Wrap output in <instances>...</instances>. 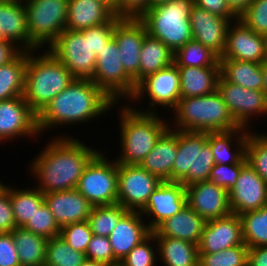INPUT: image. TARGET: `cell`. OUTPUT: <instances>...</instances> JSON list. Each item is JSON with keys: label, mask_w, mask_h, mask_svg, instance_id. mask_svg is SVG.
Segmentation results:
<instances>
[{"label": "cell", "mask_w": 267, "mask_h": 266, "mask_svg": "<svg viewBox=\"0 0 267 266\" xmlns=\"http://www.w3.org/2000/svg\"><path fill=\"white\" fill-rule=\"evenodd\" d=\"M250 131L245 147L247 163L267 182V133Z\"/></svg>", "instance_id": "cell-41"}, {"label": "cell", "mask_w": 267, "mask_h": 266, "mask_svg": "<svg viewBox=\"0 0 267 266\" xmlns=\"http://www.w3.org/2000/svg\"><path fill=\"white\" fill-rule=\"evenodd\" d=\"M45 203L59 227L87 221L93 205L75 188L44 194Z\"/></svg>", "instance_id": "cell-24"}, {"label": "cell", "mask_w": 267, "mask_h": 266, "mask_svg": "<svg viewBox=\"0 0 267 266\" xmlns=\"http://www.w3.org/2000/svg\"><path fill=\"white\" fill-rule=\"evenodd\" d=\"M253 0H227L231 12L239 18L250 6Z\"/></svg>", "instance_id": "cell-56"}, {"label": "cell", "mask_w": 267, "mask_h": 266, "mask_svg": "<svg viewBox=\"0 0 267 266\" xmlns=\"http://www.w3.org/2000/svg\"><path fill=\"white\" fill-rule=\"evenodd\" d=\"M16 228L8 186L0 190V234L11 233Z\"/></svg>", "instance_id": "cell-51"}, {"label": "cell", "mask_w": 267, "mask_h": 266, "mask_svg": "<svg viewBox=\"0 0 267 266\" xmlns=\"http://www.w3.org/2000/svg\"><path fill=\"white\" fill-rule=\"evenodd\" d=\"M194 0H172L150 8L139 20L147 33L173 52L192 40L190 16Z\"/></svg>", "instance_id": "cell-6"}, {"label": "cell", "mask_w": 267, "mask_h": 266, "mask_svg": "<svg viewBox=\"0 0 267 266\" xmlns=\"http://www.w3.org/2000/svg\"><path fill=\"white\" fill-rule=\"evenodd\" d=\"M247 266H267V246L248 248Z\"/></svg>", "instance_id": "cell-55"}, {"label": "cell", "mask_w": 267, "mask_h": 266, "mask_svg": "<svg viewBox=\"0 0 267 266\" xmlns=\"http://www.w3.org/2000/svg\"><path fill=\"white\" fill-rule=\"evenodd\" d=\"M11 234L21 266H44L48 239L23 227H16Z\"/></svg>", "instance_id": "cell-34"}, {"label": "cell", "mask_w": 267, "mask_h": 266, "mask_svg": "<svg viewBox=\"0 0 267 266\" xmlns=\"http://www.w3.org/2000/svg\"><path fill=\"white\" fill-rule=\"evenodd\" d=\"M149 9V0H118L114 14L121 19H140Z\"/></svg>", "instance_id": "cell-50"}, {"label": "cell", "mask_w": 267, "mask_h": 266, "mask_svg": "<svg viewBox=\"0 0 267 266\" xmlns=\"http://www.w3.org/2000/svg\"><path fill=\"white\" fill-rule=\"evenodd\" d=\"M214 165L208 132L178 130V152L172 167V182H180L186 187L208 181Z\"/></svg>", "instance_id": "cell-7"}, {"label": "cell", "mask_w": 267, "mask_h": 266, "mask_svg": "<svg viewBox=\"0 0 267 266\" xmlns=\"http://www.w3.org/2000/svg\"><path fill=\"white\" fill-rule=\"evenodd\" d=\"M120 20L121 18L117 17L115 20H108L106 23L91 27L92 51H95L97 57L105 44L112 39L115 25Z\"/></svg>", "instance_id": "cell-49"}, {"label": "cell", "mask_w": 267, "mask_h": 266, "mask_svg": "<svg viewBox=\"0 0 267 266\" xmlns=\"http://www.w3.org/2000/svg\"><path fill=\"white\" fill-rule=\"evenodd\" d=\"M37 115L23 96L0 101V141L20 137L31 139L38 135Z\"/></svg>", "instance_id": "cell-16"}, {"label": "cell", "mask_w": 267, "mask_h": 266, "mask_svg": "<svg viewBox=\"0 0 267 266\" xmlns=\"http://www.w3.org/2000/svg\"><path fill=\"white\" fill-rule=\"evenodd\" d=\"M6 39L4 38V35L2 33V30L0 29V42L5 41Z\"/></svg>", "instance_id": "cell-62"}, {"label": "cell", "mask_w": 267, "mask_h": 266, "mask_svg": "<svg viewBox=\"0 0 267 266\" xmlns=\"http://www.w3.org/2000/svg\"><path fill=\"white\" fill-rule=\"evenodd\" d=\"M178 152V130L168 128L140 166L161 181L172 182V167Z\"/></svg>", "instance_id": "cell-25"}, {"label": "cell", "mask_w": 267, "mask_h": 266, "mask_svg": "<svg viewBox=\"0 0 267 266\" xmlns=\"http://www.w3.org/2000/svg\"><path fill=\"white\" fill-rule=\"evenodd\" d=\"M162 183L155 175L140 165L118 163L117 203L128 211H141L150 195Z\"/></svg>", "instance_id": "cell-13"}, {"label": "cell", "mask_w": 267, "mask_h": 266, "mask_svg": "<svg viewBox=\"0 0 267 266\" xmlns=\"http://www.w3.org/2000/svg\"><path fill=\"white\" fill-rule=\"evenodd\" d=\"M219 59L262 63L267 60V37L257 34L237 19L228 28L226 46Z\"/></svg>", "instance_id": "cell-15"}, {"label": "cell", "mask_w": 267, "mask_h": 266, "mask_svg": "<svg viewBox=\"0 0 267 266\" xmlns=\"http://www.w3.org/2000/svg\"><path fill=\"white\" fill-rule=\"evenodd\" d=\"M45 49H49L74 78H93L97 56L92 51L91 27L80 31L65 29Z\"/></svg>", "instance_id": "cell-8"}, {"label": "cell", "mask_w": 267, "mask_h": 266, "mask_svg": "<svg viewBox=\"0 0 267 266\" xmlns=\"http://www.w3.org/2000/svg\"><path fill=\"white\" fill-rule=\"evenodd\" d=\"M174 111V112H173ZM175 115L173 128L179 131L217 132L239 129L240 127L220 93L196 97H181L176 107L171 111Z\"/></svg>", "instance_id": "cell-5"}, {"label": "cell", "mask_w": 267, "mask_h": 266, "mask_svg": "<svg viewBox=\"0 0 267 266\" xmlns=\"http://www.w3.org/2000/svg\"><path fill=\"white\" fill-rule=\"evenodd\" d=\"M247 163L215 164L210 171L208 180L216 186L225 188L228 192L236 184L241 169Z\"/></svg>", "instance_id": "cell-48"}, {"label": "cell", "mask_w": 267, "mask_h": 266, "mask_svg": "<svg viewBox=\"0 0 267 266\" xmlns=\"http://www.w3.org/2000/svg\"><path fill=\"white\" fill-rule=\"evenodd\" d=\"M118 104L91 79L75 78L37 115L38 133L40 135L60 125L64 128V125L69 127L71 124L93 121L101 115L105 116Z\"/></svg>", "instance_id": "cell-2"}, {"label": "cell", "mask_w": 267, "mask_h": 266, "mask_svg": "<svg viewBox=\"0 0 267 266\" xmlns=\"http://www.w3.org/2000/svg\"><path fill=\"white\" fill-rule=\"evenodd\" d=\"M174 63V52L161 40L148 33L140 52L139 83L147 76Z\"/></svg>", "instance_id": "cell-33"}, {"label": "cell", "mask_w": 267, "mask_h": 266, "mask_svg": "<svg viewBox=\"0 0 267 266\" xmlns=\"http://www.w3.org/2000/svg\"><path fill=\"white\" fill-rule=\"evenodd\" d=\"M59 236L74 250L86 253L93 233L88 221H83L61 227Z\"/></svg>", "instance_id": "cell-45"}, {"label": "cell", "mask_w": 267, "mask_h": 266, "mask_svg": "<svg viewBox=\"0 0 267 266\" xmlns=\"http://www.w3.org/2000/svg\"><path fill=\"white\" fill-rule=\"evenodd\" d=\"M174 63L177 66L187 67L220 66L219 57L194 39L188 41L174 52Z\"/></svg>", "instance_id": "cell-38"}, {"label": "cell", "mask_w": 267, "mask_h": 266, "mask_svg": "<svg viewBox=\"0 0 267 266\" xmlns=\"http://www.w3.org/2000/svg\"><path fill=\"white\" fill-rule=\"evenodd\" d=\"M24 0H0V3H18Z\"/></svg>", "instance_id": "cell-61"}, {"label": "cell", "mask_w": 267, "mask_h": 266, "mask_svg": "<svg viewBox=\"0 0 267 266\" xmlns=\"http://www.w3.org/2000/svg\"><path fill=\"white\" fill-rule=\"evenodd\" d=\"M248 247L233 246L217 253H199V266H247Z\"/></svg>", "instance_id": "cell-42"}, {"label": "cell", "mask_w": 267, "mask_h": 266, "mask_svg": "<svg viewBox=\"0 0 267 266\" xmlns=\"http://www.w3.org/2000/svg\"><path fill=\"white\" fill-rule=\"evenodd\" d=\"M32 188L21 190L8 186L16 227H23L45 202L44 194L36 186Z\"/></svg>", "instance_id": "cell-36"}, {"label": "cell", "mask_w": 267, "mask_h": 266, "mask_svg": "<svg viewBox=\"0 0 267 266\" xmlns=\"http://www.w3.org/2000/svg\"><path fill=\"white\" fill-rule=\"evenodd\" d=\"M240 218L246 246H267V205L258 210L244 212Z\"/></svg>", "instance_id": "cell-37"}, {"label": "cell", "mask_w": 267, "mask_h": 266, "mask_svg": "<svg viewBox=\"0 0 267 266\" xmlns=\"http://www.w3.org/2000/svg\"><path fill=\"white\" fill-rule=\"evenodd\" d=\"M39 50L28 51L23 93L36 115L75 79L49 49Z\"/></svg>", "instance_id": "cell-3"}, {"label": "cell", "mask_w": 267, "mask_h": 266, "mask_svg": "<svg viewBox=\"0 0 267 266\" xmlns=\"http://www.w3.org/2000/svg\"><path fill=\"white\" fill-rule=\"evenodd\" d=\"M81 266H105L104 264L98 263L96 261L85 259Z\"/></svg>", "instance_id": "cell-60"}, {"label": "cell", "mask_w": 267, "mask_h": 266, "mask_svg": "<svg viewBox=\"0 0 267 266\" xmlns=\"http://www.w3.org/2000/svg\"><path fill=\"white\" fill-rule=\"evenodd\" d=\"M177 67L180 74L181 97L203 96L217 90L220 77V66Z\"/></svg>", "instance_id": "cell-30"}, {"label": "cell", "mask_w": 267, "mask_h": 266, "mask_svg": "<svg viewBox=\"0 0 267 266\" xmlns=\"http://www.w3.org/2000/svg\"><path fill=\"white\" fill-rule=\"evenodd\" d=\"M262 75H263V89L262 91L265 93L267 98V60L262 62Z\"/></svg>", "instance_id": "cell-57"}, {"label": "cell", "mask_w": 267, "mask_h": 266, "mask_svg": "<svg viewBox=\"0 0 267 266\" xmlns=\"http://www.w3.org/2000/svg\"><path fill=\"white\" fill-rule=\"evenodd\" d=\"M206 220L188 205L163 221L152 233L155 237L178 238L199 245Z\"/></svg>", "instance_id": "cell-27"}, {"label": "cell", "mask_w": 267, "mask_h": 266, "mask_svg": "<svg viewBox=\"0 0 267 266\" xmlns=\"http://www.w3.org/2000/svg\"><path fill=\"white\" fill-rule=\"evenodd\" d=\"M23 50L10 40L0 42V67L14 60Z\"/></svg>", "instance_id": "cell-54"}, {"label": "cell", "mask_w": 267, "mask_h": 266, "mask_svg": "<svg viewBox=\"0 0 267 266\" xmlns=\"http://www.w3.org/2000/svg\"><path fill=\"white\" fill-rule=\"evenodd\" d=\"M28 51L0 67V101L23 96Z\"/></svg>", "instance_id": "cell-35"}, {"label": "cell", "mask_w": 267, "mask_h": 266, "mask_svg": "<svg viewBox=\"0 0 267 266\" xmlns=\"http://www.w3.org/2000/svg\"><path fill=\"white\" fill-rule=\"evenodd\" d=\"M156 251H158L157 242L155 235L151 233L145 240L136 245L119 263L122 266H156L158 259Z\"/></svg>", "instance_id": "cell-44"}, {"label": "cell", "mask_w": 267, "mask_h": 266, "mask_svg": "<svg viewBox=\"0 0 267 266\" xmlns=\"http://www.w3.org/2000/svg\"><path fill=\"white\" fill-rule=\"evenodd\" d=\"M164 266H199L198 245L170 237H155Z\"/></svg>", "instance_id": "cell-32"}, {"label": "cell", "mask_w": 267, "mask_h": 266, "mask_svg": "<svg viewBox=\"0 0 267 266\" xmlns=\"http://www.w3.org/2000/svg\"><path fill=\"white\" fill-rule=\"evenodd\" d=\"M147 34L145 25L139 19H121L114 28L113 39L119 49L126 74L139 84L140 52Z\"/></svg>", "instance_id": "cell-18"}, {"label": "cell", "mask_w": 267, "mask_h": 266, "mask_svg": "<svg viewBox=\"0 0 267 266\" xmlns=\"http://www.w3.org/2000/svg\"><path fill=\"white\" fill-rule=\"evenodd\" d=\"M143 95L149 99L148 109L141 110L140 108L137 111L156 113L157 111H155V109H158V106L170 111L171 109L173 110L181 98L180 74L177 65L173 63L144 78L137 85L135 93L130 98V101H139L141 98H145Z\"/></svg>", "instance_id": "cell-12"}, {"label": "cell", "mask_w": 267, "mask_h": 266, "mask_svg": "<svg viewBox=\"0 0 267 266\" xmlns=\"http://www.w3.org/2000/svg\"><path fill=\"white\" fill-rule=\"evenodd\" d=\"M85 253L74 250L62 237L48 239L44 266H81Z\"/></svg>", "instance_id": "cell-40"}, {"label": "cell", "mask_w": 267, "mask_h": 266, "mask_svg": "<svg viewBox=\"0 0 267 266\" xmlns=\"http://www.w3.org/2000/svg\"><path fill=\"white\" fill-rule=\"evenodd\" d=\"M116 18L114 11L100 0H68L66 29L80 31Z\"/></svg>", "instance_id": "cell-28"}, {"label": "cell", "mask_w": 267, "mask_h": 266, "mask_svg": "<svg viewBox=\"0 0 267 266\" xmlns=\"http://www.w3.org/2000/svg\"><path fill=\"white\" fill-rule=\"evenodd\" d=\"M120 114V155L116 162L124 165H140L154 148L161 135L169 128L168 121L158 113H144L124 104L118 107Z\"/></svg>", "instance_id": "cell-4"}, {"label": "cell", "mask_w": 267, "mask_h": 266, "mask_svg": "<svg viewBox=\"0 0 267 266\" xmlns=\"http://www.w3.org/2000/svg\"><path fill=\"white\" fill-rule=\"evenodd\" d=\"M172 0H149L150 8L171 2Z\"/></svg>", "instance_id": "cell-59"}, {"label": "cell", "mask_w": 267, "mask_h": 266, "mask_svg": "<svg viewBox=\"0 0 267 266\" xmlns=\"http://www.w3.org/2000/svg\"><path fill=\"white\" fill-rule=\"evenodd\" d=\"M115 40H109L99 52L91 79L114 102L130 100L136 90L134 81L126 74ZM125 99V100H124Z\"/></svg>", "instance_id": "cell-11"}, {"label": "cell", "mask_w": 267, "mask_h": 266, "mask_svg": "<svg viewBox=\"0 0 267 266\" xmlns=\"http://www.w3.org/2000/svg\"><path fill=\"white\" fill-rule=\"evenodd\" d=\"M23 228L34 234L43 236L46 239L59 236L61 230L55 221L54 215L45 202L37 211H35L31 219H29Z\"/></svg>", "instance_id": "cell-43"}, {"label": "cell", "mask_w": 267, "mask_h": 266, "mask_svg": "<svg viewBox=\"0 0 267 266\" xmlns=\"http://www.w3.org/2000/svg\"><path fill=\"white\" fill-rule=\"evenodd\" d=\"M217 90L236 123L249 129L253 117L261 114L267 115V98L262 90H251L227 82L221 75L218 80ZM252 118V119H251Z\"/></svg>", "instance_id": "cell-14"}, {"label": "cell", "mask_w": 267, "mask_h": 266, "mask_svg": "<svg viewBox=\"0 0 267 266\" xmlns=\"http://www.w3.org/2000/svg\"><path fill=\"white\" fill-rule=\"evenodd\" d=\"M220 75L227 81L251 90L263 89L262 63L219 59Z\"/></svg>", "instance_id": "cell-31"}, {"label": "cell", "mask_w": 267, "mask_h": 266, "mask_svg": "<svg viewBox=\"0 0 267 266\" xmlns=\"http://www.w3.org/2000/svg\"><path fill=\"white\" fill-rule=\"evenodd\" d=\"M194 4L225 19H238L228 7L227 0H194Z\"/></svg>", "instance_id": "cell-53"}, {"label": "cell", "mask_w": 267, "mask_h": 266, "mask_svg": "<svg viewBox=\"0 0 267 266\" xmlns=\"http://www.w3.org/2000/svg\"><path fill=\"white\" fill-rule=\"evenodd\" d=\"M0 29L6 40L17 43L23 51L40 49L31 39L26 9L22 2L0 3Z\"/></svg>", "instance_id": "cell-29"}, {"label": "cell", "mask_w": 267, "mask_h": 266, "mask_svg": "<svg viewBox=\"0 0 267 266\" xmlns=\"http://www.w3.org/2000/svg\"><path fill=\"white\" fill-rule=\"evenodd\" d=\"M187 205L206 221L231 213L229 193L212 181H203L185 187Z\"/></svg>", "instance_id": "cell-20"}, {"label": "cell", "mask_w": 267, "mask_h": 266, "mask_svg": "<svg viewBox=\"0 0 267 266\" xmlns=\"http://www.w3.org/2000/svg\"><path fill=\"white\" fill-rule=\"evenodd\" d=\"M238 19L257 34L267 37V0H253Z\"/></svg>", "instance_id": "cell-46"}, {"label": "cell", "mask_w": 267, "mask_h": 266, "mask_svg": "<svg viewBox=\"0 0 267 266\" xmlns=\"http://www.w3.org/2000/svg\"><path fill=\"white\" fill-rule=\"evenodd\" d=\"M0 266H21L11 233L0 234Z\"/></svg>", "instance_id": "cell-52"}, {"label": "cell", "mask_w": 267, "mask_h": 266, "mask_svg": "<svg viewBox=\"0 0 267 266\" xmlns=\"http://www.w3.org/2000/svg\"><path fill=\"white\" fill-rule=\"evenodd\" d=\"M30 39L41 49L66 29L68 0H24Z\"/></svg>", "instance_id": "cell-9"}, {"label": "cell", "mask_w": 267, "mask_h": 266, "mask_svg": "<svg viewBox=\"0 0 267 266\" xmlns=\"http://www.w3.org/2000/svg\"><path fill=\"white\" fill-rule=\"evenodd\" d=\"M238 245H246L243 241L242 221L240 215L230 213L206 222L198 250L199 253H217Z\"/></svg>", "instance_id": "cell-21"}, {"label": "cell", "mask_w": 267, "mask_h": 266, "mask_svg": "<svg viewBox=\"0 0 267 266\" xmlns=\"http://www.w3.org/2000/svg\"><path fill=\"white\" fill-rule=\"evenodd\" d=\"M228 193L231 213L237 215L267 205V182L248 163Z\"/></svg>", "instance_id": "cell-19"}, {"label": "cell", "mask_w": 267, "mask_h": 266, "mask_svg": "<svg viewBox=\"0 0 267 266\" xmlns=\"http://www.w3.org/2000/svg\"><path fill=\"white\" fill-rule=\"evenodd\" d=\"M249 132L246 128L208 132L215 164L247 163L245 147Z\"/></svg>", "instance_id": "cell-26"}, {"label": "cell", "mask_w": 267, "mask_h": 266, "mask_svg": "<svg viewBox=\"0 0 267 266\" xmlns=\"http://www.w3.org/2000/svg\"><path fill=\"white\" fill-rule=\"evenodd\" d=\"M109 6L114 12L118 9V0H100Z\"/></svg>", "instance_id": "cell-58"}, {"label": "cell", "mask_w": 267, "mask_h": 266, "mask_svg": "<svg viewBox=\"0 0 267 266\" xmlns=\"http://www.w3.org/2000/svg\"><path fill=\"white\" fill-rule=\"evenodd\" d=\"M5 187L4 183L0 180V190H2Z\"/></svg>", "instance_id": "cell-63"}, {"label": "cell", "mask_w": 267, "mask_h": 266, "mask_svg": "<svg viewBox=\"0 0 267 266\" xmlns=\"http://www.w3.org/2000/svg\"><path fill=\"white\" fill-rule=\"evenodd\" d=\"M55 137L29 163L30 174L37 178V188L43 194L77 188L85 167L99 152L78 138Z\"/></svg>", "instance_id": "cell-1"}, {"label": "cell", "mask_w": 267, "mask_h": 266, "mask_svg": "<svg viewBox=\"0 0 267 266\" xmlns=\"http://www.w3.org/2000/svg\"><path fill=\"white\" fill-rule=\"evenodd\" d=\"M86 259L96 261L105 266H112L119 264L114 258L111 243L106 236L93 235L87 251L85 253Z\"/></svg>", "instance_id": "cell-47"}, {"label": "cell", "mask_w": 267, "mask_h": 266, "mask_svg": "<svg viewBox=\"0 0 267 266\" xmlns=\"http://www.w3.org/2000/svg\"><path fill=\"white\" fill-rule=\"evenodd\" d=\"M127 212L128 210L118 203L93 206L87 220L93 235L108 237Z\"/></svg>", "instance_id": "cell-39"}, {"label": "cell", "mask_w": 267, "mask_h": 266, "mask_svg": "<svg viewBox=\"0 0 267 266\" xmlns=\"http://www.w3.org/2000/svg\"><path fill=\"white\" fill-rule=\"evenodd\" d=\"M76 189L93 206L117 204L118 163L116 160L109 161L99 151L85 167Z\"/></svg>", "instance_id": "cell-10"}, {"label": "cell", "mask_w": 267, "mask_h": 266, "mask_svg": "<svg viewBox=\"0 0 267 266\" xmlns=\"http://www.w3.org/2000/svg\"><path fill=\"white\" fill-rule=\"evenodd\" d=\"M237 19H225L205 9L192 6L190 25L192 37L221 58L230 24Z\"/></svg>", "instance_id": "cell-22"}, {"label": "cell", "mask_w": 267, "mask_h": 266, "mask_svg": "<svg viewBox=\"0 0 267 266\" xmlns=\"http://www.w3.org/2000/svg\"><path fill=\"white\" fill-rule=\"evenodd\" d=\"M112 266H122V265L119 263V264H115V265H112Z\"/></svg>", "instance_id": "cell-64"}, {"label": "cell", "mask_w": 267, "mask_h": 266, "mask_svg": "<svg viewBox=\"0 0 267 266\" xmlns=\"http://www.w3.org/2000/svg\"><path fill=\"white\" fill-rule=\"evenodd\" d=\"M144 218L140 211H128L108 236L118 262L152 233Z\"/></svg>", "instance_id": "cell-23"}, {"label": "cell", "mask_w": 267, "mask_h": 266, "mask_svg": "<svg viewBox=\"0 0 267 266\" xmlns=\"http://www.w3.org/2000/svg\"><path fill=\"white\" fill-rule=\"evenodd\" d=\"M186 205L185 187L180 182L162 181L140 212L149 220L147 225L150 230L154 231L163 221L183 210Z\"/></svg>", "instance_id": "cell-17"}]
</instances>
